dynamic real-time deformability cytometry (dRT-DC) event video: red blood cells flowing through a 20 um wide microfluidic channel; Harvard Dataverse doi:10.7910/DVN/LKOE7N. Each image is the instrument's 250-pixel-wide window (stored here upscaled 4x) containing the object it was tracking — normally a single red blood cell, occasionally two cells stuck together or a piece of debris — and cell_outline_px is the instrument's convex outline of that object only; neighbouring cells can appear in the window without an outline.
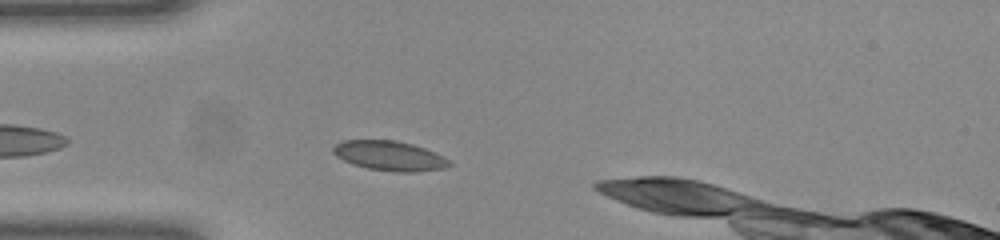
{"species": "common noctule bat (a hibernating species)", "species_latin": "Nyctalus noctula", "temperature_condition": "room temperature", "stored_images_in_passage": 25, "camera_frame_rate_fps": 3000, "um_per_image_px": 0.085, "animal": {"sex": "female", "body_mass_g": 23.0, "forearm_length_mm": 53.4}, "frame": {"image": 1, "passage_image": 2, "time_ms": 0.333, "image_size_px": [1000, 240], "cell_outline_px": [[452, 164], [444, 168], [416, 172], [396, 172], [368, 168], [344, 160], [336, 156], [332, 152], [332, 148], [336, 144], [344, 140], [396, 140], [412, 144], [424, 148], [448, 160]], "centroid_in_image_um": [33.09, 13.24], "position_along_channel_um": 51.9, "area_um2": 19.77}}
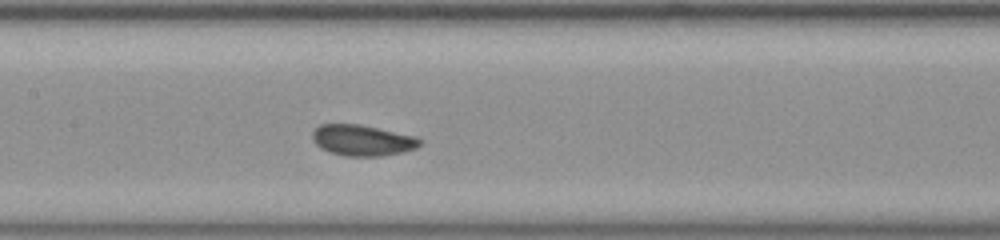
{"frame": {"image": 2, "passage_image": 12, "time_ms": 3.667, "image_size_px": [1000, 240], "cell_outline_px": [[420, 144], [416, 148], [400, 152], [380, 156], [344, 156], [320, 148], [316, 144], [312, 136], [312, 132], [320, 124], [360, 124], [416, 136], [420, 140]], "centroid_in_image_um": [30.78, 11.92], "position_along_channel_um": 176.6, "area_um2": 19.19}}
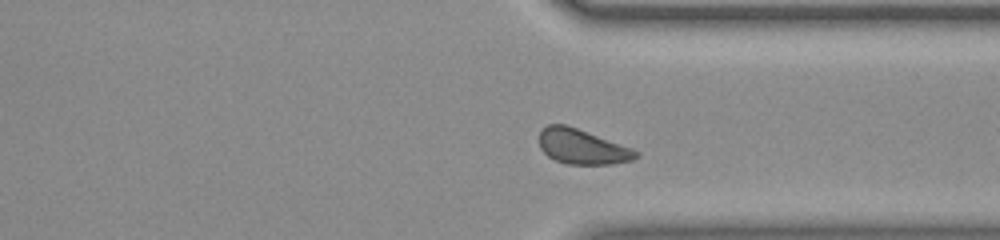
{"frame": {"image": 3, "passage_image": 23, "time_ms": 7.333, "image_size_px": [1000, 240], "cell_outline_px": [[640, 156], [632, 160], [612, 164], [568, 164], [556, 160], [548, 156], [540, 148], [540, 132], [548, 124], [564, 124], [576, 128], [632, 148], [640, 152]], "centroid_in_image_um": [49.5, 12.48], "position_along_channel_um": 361.9, "area_um2": 19.48}}